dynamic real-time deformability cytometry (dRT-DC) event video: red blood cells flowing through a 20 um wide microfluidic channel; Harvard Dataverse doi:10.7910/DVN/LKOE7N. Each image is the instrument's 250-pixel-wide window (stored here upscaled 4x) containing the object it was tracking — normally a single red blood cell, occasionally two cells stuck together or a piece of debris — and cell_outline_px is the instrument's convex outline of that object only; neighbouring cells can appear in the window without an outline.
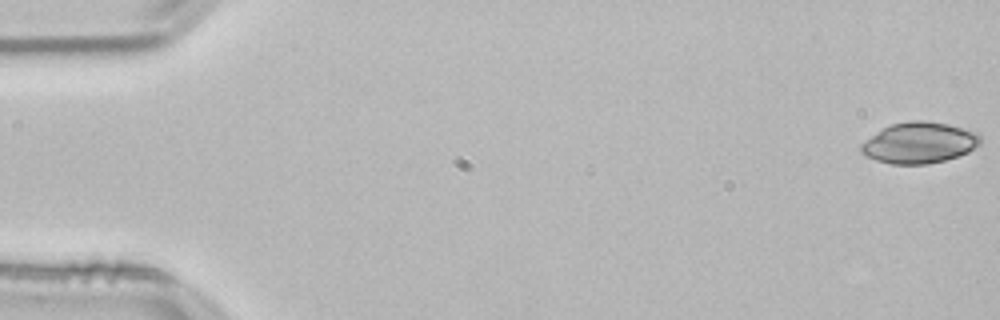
{"species": "common noctule bat (a hibernating species)", "species_latin": "Nyctalus noctula", "temperature_condition": "room temperature", "stored_images_in_passage": 52, "camera_frame_rate_fps": 3000, "um_per_image_px": 0.085, "animal": {"sex": "male", "body_mass_g": 21.5, "forearm_length_mm": 52.0}, "frame": {"image": 1, "passage_image": 1, "time_ms": 0.0, "image_size_px": [1000, 320], "cell_outline_px": [[980, 144], [968, 152], [944, 160], [928, 164], [892, 164], [876, 160], [860, 152], [860, 144], [884, 128], [892, 124], [908, 120], [920, 120], [948, 124], [976, 132], [980, 136]], "centroid_in_image_um": [78.13, 12.14], "position_along_channel_um": 6.9, "area_um2": 28.21}}
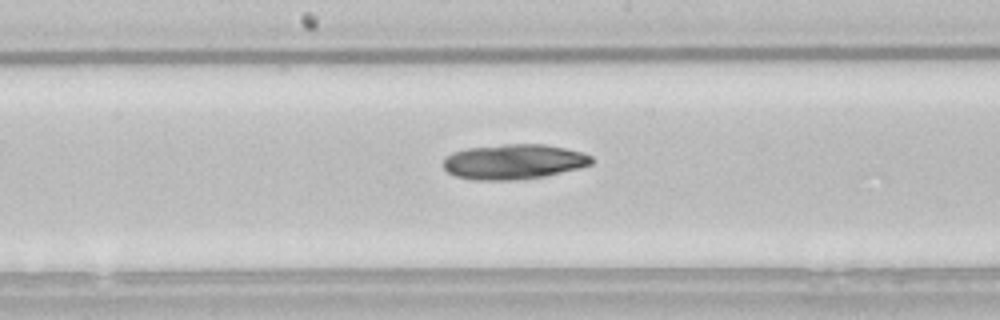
{"frame": {"image": 2, "passage_image": 28, "time_ms": 9.0, "image_size_px": [1000, 320], "cell_outline_px": [[592, 164], [580, 168], [544, 176], [516, 180], [472, 180], [456, 176], [448, 172], [444, 168], [444, 160], [452, 152], [468, 148], [504, 144], [544, 144], [584, 152], [592, 156]], "centroid_in_image_um": [43.69, 13.75], "position_along_channel_um": 204.5, "area_um2": 30.29}}
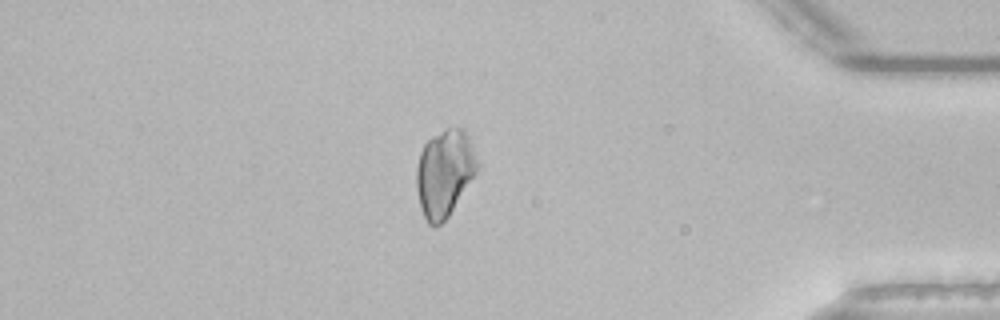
{"frame": {"image": 3, "passage_image": 46, "time_ms": 15.0, "image_size_px": [1000, 320], "cell_outline_px": [[476, 172], [448, 216], [440, 224], [432, 228], [428, 224], [424, 216], [420, 204], [416, 188], [416, 168], [420, 152], [424, 144], [432, 136], [444, 128], [464, 128], [468, 136], [476, 160]], "centroid_in_image_um": [37.74, 14.7], "position_along_channel_um": 397.5, "area_um2": 30.35}}